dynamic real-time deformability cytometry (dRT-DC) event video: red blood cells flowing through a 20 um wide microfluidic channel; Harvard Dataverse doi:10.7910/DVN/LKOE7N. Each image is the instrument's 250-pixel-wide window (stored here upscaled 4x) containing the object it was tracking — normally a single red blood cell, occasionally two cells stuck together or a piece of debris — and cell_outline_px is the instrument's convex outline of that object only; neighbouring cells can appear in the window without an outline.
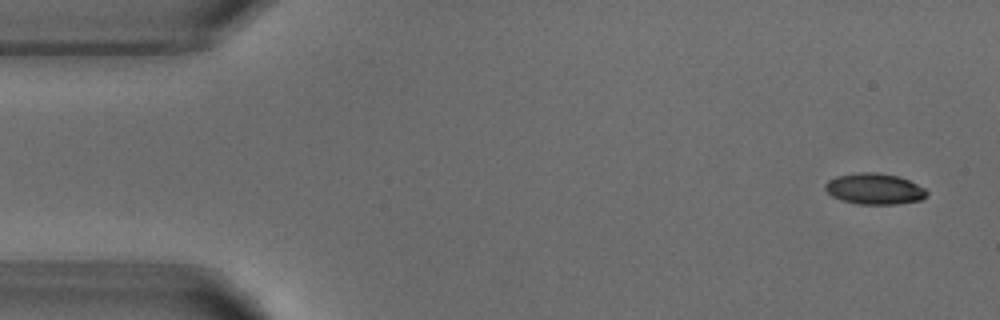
{"species": "common noctule bat (a hibernating species)", "species_latin": "Nyctalus noctula", "temperature_condition": "warm", "stored_images_in_passage": 4, "camera_frame_rate_fps": 3000, "um_per_image_px": 0.085, "animal": {"sex": "male", "body_mass_g": 18.8}, "frame": {"image": 1, "passage_image": 1, "time_ms": 0.0, "image_size_px": [1000, 320], "cell_outline_px": [[928, 192], [920, 200], [896, 204], [860, 204], [840, 200], [832, 196], [824, 188], [824, 184], [828, 180], [836, 176], [856, 172], [880, 172], [900, 176], [924, 188]], "centroid_in_image_um": [74.29, 16.03], "position_along_channel_um": 10.7, "area_um2": 18.44}}
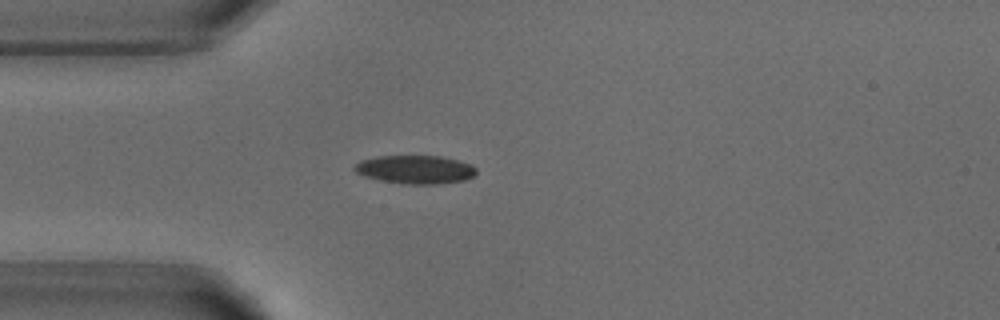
{"frame": {"image": 2, "passage_image": 4, "time_ms": 3.667, "image_size_px": [1000, 320], "cell_outline_px": [[476, 172], [472, 176], [464, 180], [436, 184], [408, 184], [380, 180], [364, 176], [356, 172], [352, 168], [360, 160], [376, 156], [440, 156], [472, 164], [476, 168]], "centroid_in_image_um": [35.27, 14.4], "position_along_channel_um": 49.7, "area_um2": 20.06}}